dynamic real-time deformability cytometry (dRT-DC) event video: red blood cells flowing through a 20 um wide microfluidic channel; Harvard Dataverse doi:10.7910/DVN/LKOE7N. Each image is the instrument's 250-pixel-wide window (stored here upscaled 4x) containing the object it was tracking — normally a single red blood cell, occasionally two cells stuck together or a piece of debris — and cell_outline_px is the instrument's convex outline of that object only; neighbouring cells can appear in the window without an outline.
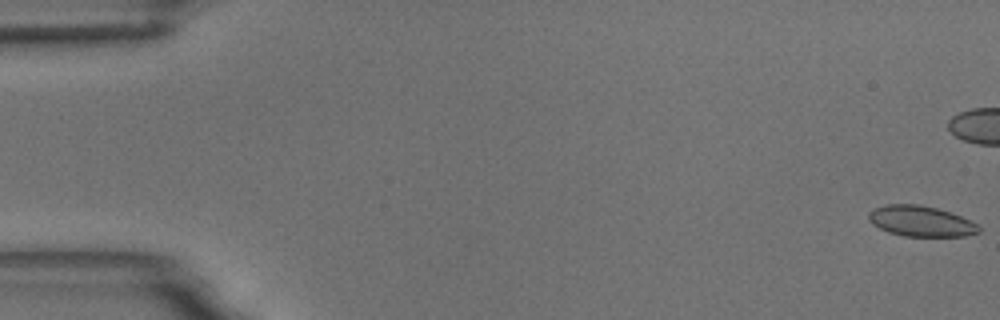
{"species": "common noctule bat (a hibernating species)", "species_latin": "Nyctalus noctula", "temperature_condition": "room temperature", "stored_images_in_passage": 61, "camera_frame_rate_fps": 3000, "um_per_image_px": 0.085, "animal": {"sex": "male", "body_mass_g": 18.8}, "frame": {"image": 1, "passage_image": 1, "time_ms": 0.0, "image_size_px": [1000, 320], "cell_outline_px": [[980, 232], [964, 236], [904, 236], [888, 232], [872, 224], [868, 220], [868, 212], [876, 208], [888, 204], [920, 204], [936, 208], [960, 216], [976, 224], [980, 228]], "centroid_in_image_um": [78.24, 18.8], "position_along_channel_um": 6.8, "area_um2": 19.48}}
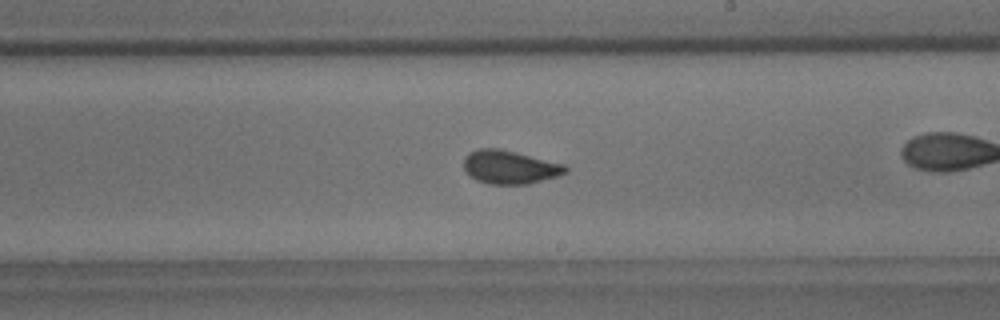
{"frame": {"image": 2, "passage_image": 35, "time_ms": 11.333, "image_size_px": [1000, 320], "cell_outline_px": [[568, 172], [556, 176], [528, 184], [488, 184], [476, 180], [464, 168], [464, 156], [468, 152], [480, 148], [500, 148], [564, 164], [568, 168]], "centroid_in_image_um": [43.32, 14.19], "position_along_channel_um": 245.7, "area_um2": 19.77}, "authors_computed_cell_mechanics": {"area_um2": 19.652, "velocity_mm_per_s": 3.4299, "shape_relaxation_time_tau1_ms": 8.6613, "shape_relaxation_time_tau2_ms": 0.9798, "deformation_change_tau1": 0.1394, "deformation_change_tau2": 0.0659}}